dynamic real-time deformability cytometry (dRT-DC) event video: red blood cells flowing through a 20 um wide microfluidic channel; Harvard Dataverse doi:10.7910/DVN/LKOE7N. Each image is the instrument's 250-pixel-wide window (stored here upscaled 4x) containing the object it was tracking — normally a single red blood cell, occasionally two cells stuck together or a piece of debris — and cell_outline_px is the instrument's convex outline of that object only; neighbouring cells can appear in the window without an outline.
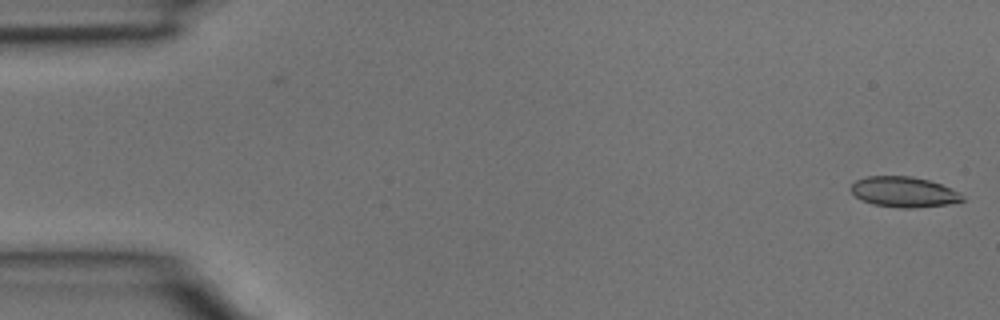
{"species": "common noctule bat (a hibernating species)", "species_latin": "Nyctalus noctula", "temperature_condition": "room temperature", "stored_images_in_passage": 4, "camera_frame_rate_fps": 3000, "um_per_image_px": 0.085, "animal": {"sex": "male", "body_mass_g": 15.6}, "frame": {"image": 1, "passage_image": 1, "time_ms": 0.0, "image_size_px": [1000, 320], "cell_outline_px": [[964, 200], [948, 204], [912, 208], [900, 208], [872, 204], [860, 200], [848, 188], [856, 180], [868, 176], [912, 176], [928, 180], [940, 184], [964, 196]], "centroid_in_image_um": [76.76, 16.32], "position_along_channel_um": 8.2, "area_um2": 19.65}}
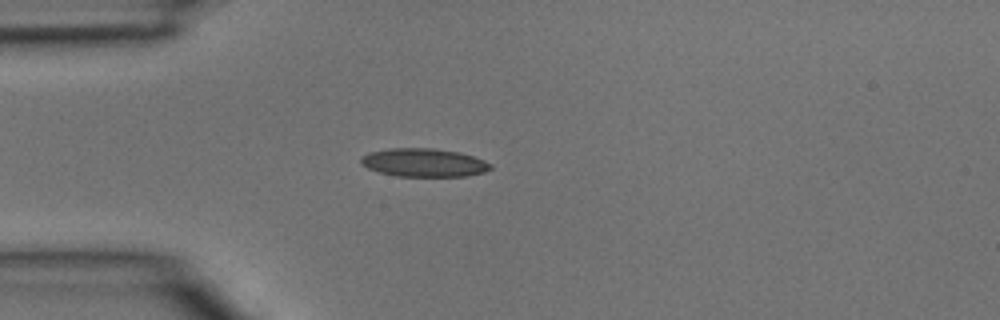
{"frame": {"image": 2, "passage_image": 4, "time_ms": 1.0, "image_size_px": [1000, 320], "cell_outline_px": [[492, 168], [484, 172], [468, 176], [396, 176], [380, 172], [368, 168], [360, 164], [360, 156], [368, 152], [388, 148], [432, 148], [460, 152], [484, 160], [492, 164]], "centroid_in_image_um": [36.01, 13.81], "position_along_channel_um": 49.0, "area_um2": 21.56}}